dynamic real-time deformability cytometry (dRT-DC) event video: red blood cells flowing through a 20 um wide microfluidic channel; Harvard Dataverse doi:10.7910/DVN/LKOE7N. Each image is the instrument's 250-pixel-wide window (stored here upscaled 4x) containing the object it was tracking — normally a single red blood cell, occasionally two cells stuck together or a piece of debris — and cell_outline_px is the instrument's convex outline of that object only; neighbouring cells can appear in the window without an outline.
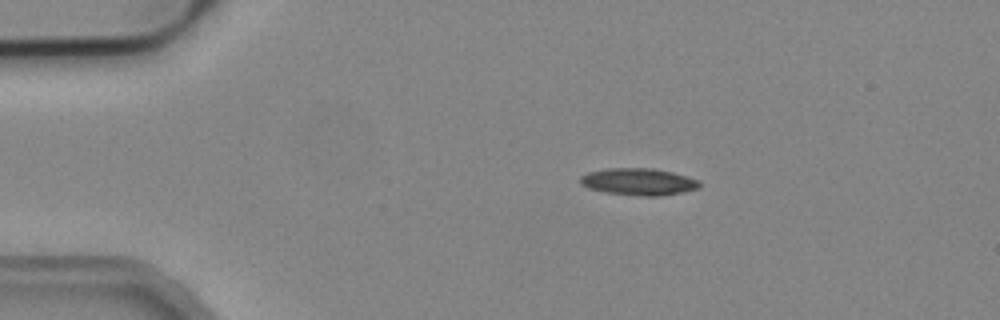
{"species": "common noctule bat (a hibernating species)", "species_latin": "Nyctalus noctula", "temperature_condition": "cold", "stored_images_in_passage": 6, "camera_frame_rate_fps": 3000, "um_per_image_px": 0.085, "animal": {"sex": "male", "body_mass_g": 19.2, "forearm_length_mm": 51.8}, "frame": {"image": 1, "passage_image": 2, "time_ms": 0.333, "image_size_px": [1000, 320], "cell_outline_px": [[700, 188], [684, 192], [656, 196], [644, 196], [604, 192], [588, 188], [580, 184], [580, 176], [588, 172], [608, 168], [652, 168], [672, 172], [700, 180]], "centroid_in_image_um": [54.28, 15.44], "position_along_channel_um": 30.7, "area_um2": 18.79}}
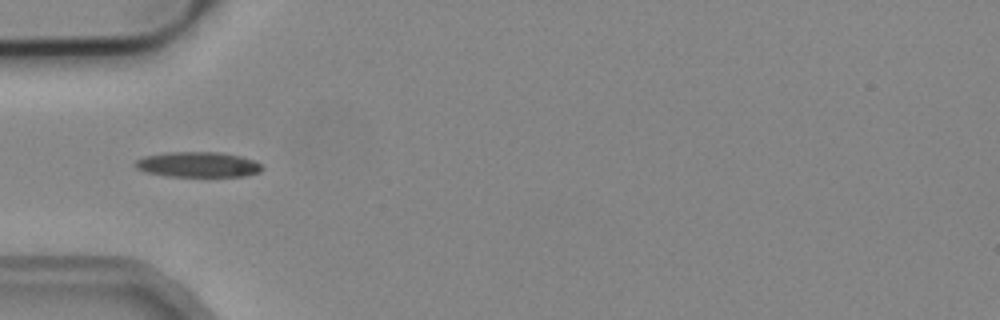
{"frame": {"image": 2, "passage_image": 4, "time_ms": 1.0, "image_size_px": [1000, 320], "cell_outline_px": [[264, 168], [260, 172], [244, 176], [168, 176], [148, 172], [136, 168], [136, 160], [144, 156], [168, 152], [220, 152], [240, 156], [256, 160]], "centroid_in_image_um": [16.87, 13.98], "position_along_channel_um": 68.1, "area_um2": 18.61}}